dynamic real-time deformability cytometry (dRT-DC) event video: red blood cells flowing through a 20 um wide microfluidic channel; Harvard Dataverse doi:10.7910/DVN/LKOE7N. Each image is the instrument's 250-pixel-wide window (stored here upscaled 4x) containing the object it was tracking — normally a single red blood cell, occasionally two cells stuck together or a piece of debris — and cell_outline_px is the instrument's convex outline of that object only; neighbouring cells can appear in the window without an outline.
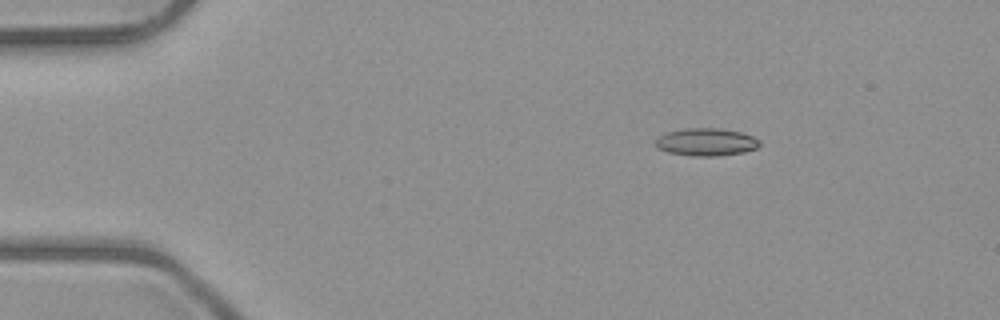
{"species": "common noctule bat (a hibernating species)", "species_latin": "Nyctalus noctula", "temperature_condition": "room temperature", "stored_images_in_passage": 3, "camera_frame_rate_fps": 3000, "um_per_image_px": 0.085, "animal": {"sex": "male", "body_mass_g": 23.1, "forearm_length_mm": 52.7}, "frame": {"image": 1, "passage_image": 1, "time_ms": 0.0, "image_size_px": [1000, 320], "cell_outline_px": [[760, 144], [756, 148], [744, 152], [716, 156], [692, 156], [668, 152], [656, 148], [652, 144], [660, 136], [668, 132], [684, 128], [720, 128], [740, 132], [752, 136], [760, 140]], "centroid_in_image_um": [60.0, 12.07], "position_along_channel_um": 25.0, "area_um2": 16.82}}